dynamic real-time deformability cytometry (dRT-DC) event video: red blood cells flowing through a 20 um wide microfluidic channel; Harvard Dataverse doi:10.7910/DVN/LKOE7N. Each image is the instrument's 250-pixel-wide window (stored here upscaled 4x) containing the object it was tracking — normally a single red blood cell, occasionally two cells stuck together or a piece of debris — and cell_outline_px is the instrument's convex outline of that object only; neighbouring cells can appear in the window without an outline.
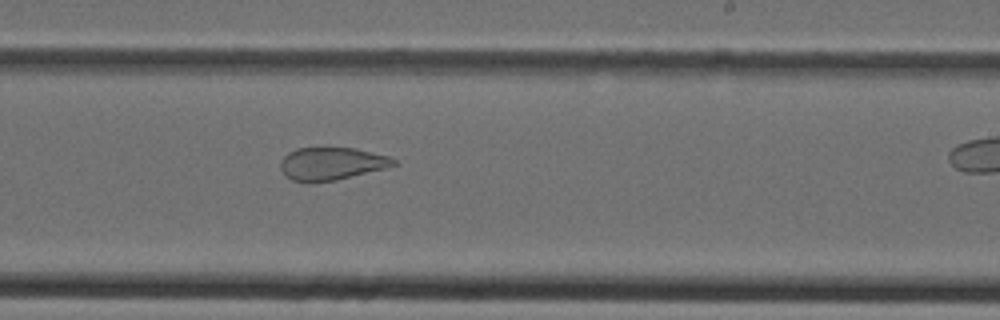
{"species": "Egyptian fruit bat (a non-hibernating species)", "species_latin": "Rousettus aegyptiacus", "temperature_condition": "cold", "stored_images_in_passage": 23, "camera_frame_rate_fps": 3000, "um_per_image_px": 0.085, "animal": {"sex": "female"}, "frame": {"image": 1, "passage_image": 14, "time_ms": 4.333, "image_size_px": [1000, 320], "cell_outline_px": [[396, 164], [388, 168], [336, 180], [308, 184], [292, 180], [284, 176], [280, 168], [280, 160], [288, 152], [296, 148], [356, 148], [388, 156], [396, 160]], "centroid_in_image_um": [28.14, 13.93], "position_along_channel_um": 260.9, "area_um2": 21.96}}